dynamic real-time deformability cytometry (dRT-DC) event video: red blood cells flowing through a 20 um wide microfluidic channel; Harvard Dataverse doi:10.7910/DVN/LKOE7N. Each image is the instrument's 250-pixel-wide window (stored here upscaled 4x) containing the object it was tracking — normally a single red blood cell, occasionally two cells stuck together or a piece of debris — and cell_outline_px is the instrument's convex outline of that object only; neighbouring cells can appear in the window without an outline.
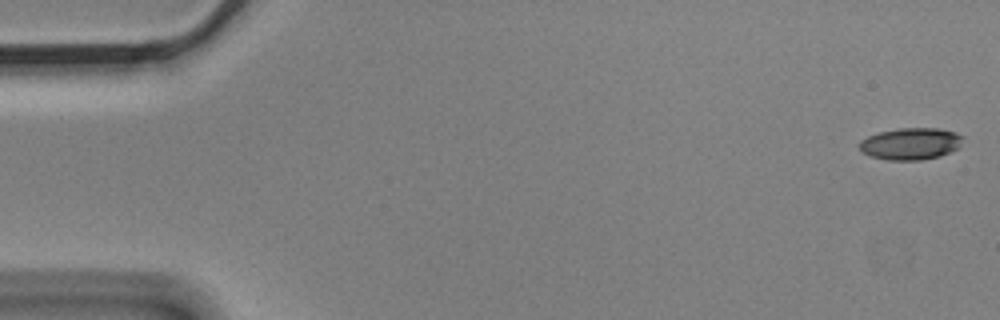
{"species": "Egyptian fruit bat (a non-hibernating species)", "species_latin": "Rousettus aegyptiacus", "temperature_condition": "cold", "stored_images_in_passage": 5, "camera_frame_rate_fps": 3000, "um_per_image_px": 0.085, "animal": {"sex": "male"}, "frame": {"image": 1, "passage_image": 1, "time_ms": 0.0, "image_size_px": [1000, 320], "cell_outline_px": [[964, 136], [956, 148], [940, 156], [920, 160], [888, 160], [872, 156], [864, 152], [860, 148], [860, 140], [868, 136], [880, 132], [900, 128], [936, 128], [956, 132]], "centroid_in_image_um": [77.41, 12.21], "position_along_channel_um": 7.6, "area_um2": 18.9}}
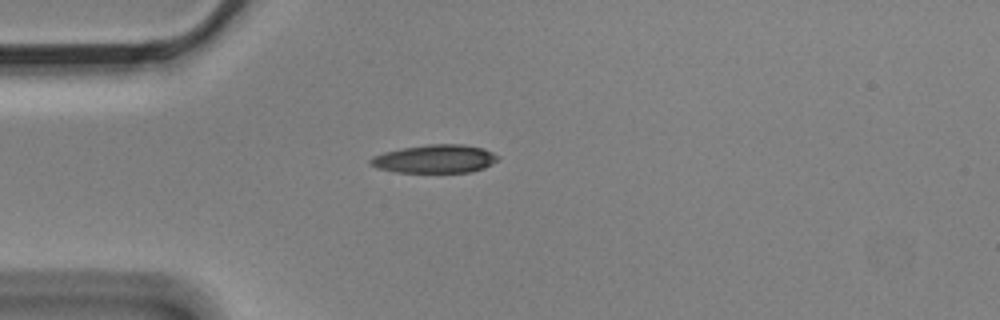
{"frame": {"image": 2, "passage_image": 5, "time_ms": 1.333, "image_size_px": [1000, 320], "cell_outline_px": [[500, 156], [492, 164], [484, 168], [472, 172], [396, 172], [376, 168], [368, 164], [368, 160], [372, 156], [384, 152], [404, 148], [428, 144], [464, 144], [484, 148]], "centroid_in_image_um": [36.96, 13.5], "position_along_channel_um": 48.0, "area_um2": 21.15}}